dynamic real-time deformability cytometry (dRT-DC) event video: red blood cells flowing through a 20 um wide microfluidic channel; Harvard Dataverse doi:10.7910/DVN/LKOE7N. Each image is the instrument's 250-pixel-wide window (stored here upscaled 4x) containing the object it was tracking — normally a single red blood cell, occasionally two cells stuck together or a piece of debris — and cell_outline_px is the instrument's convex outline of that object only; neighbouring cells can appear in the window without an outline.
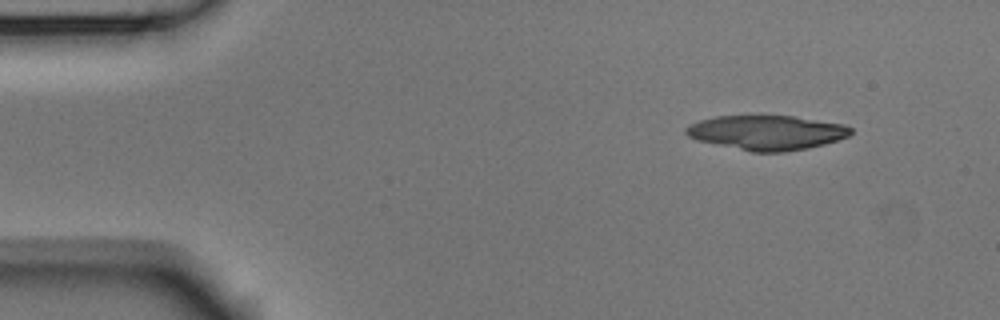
{"species": "Egyptian fruit bat (a non-hibernating species)", "species_latin": "Rousettus aegyptiacus", "temperature_condition": "room temperature", "stored_images_in_passage": 9, "segment_of_instrument_passage": [1, 2], "camera_frame_rate_fps": 3000, "um_per_image_px": 0.085, "animal": {"sex": "male"}, "frame": {"image": 1, "passage_image": 1, "time_ms": 0.0, "image_size_px": [1000, 320], "cell_outline_px": [[852, 132], [848, 136], [824, 144], [808, 148], [784, 152], [752, 152], [696, 140], [688, 136], [684, 132], [684, 128], [700, 120], [716, 116], [792, 116], [844, 124], [852, 128]], "centroid_in_image_um": [65.16, 11.27], "position_along_channel_um": 19.8, "area_um2": 33.06}}